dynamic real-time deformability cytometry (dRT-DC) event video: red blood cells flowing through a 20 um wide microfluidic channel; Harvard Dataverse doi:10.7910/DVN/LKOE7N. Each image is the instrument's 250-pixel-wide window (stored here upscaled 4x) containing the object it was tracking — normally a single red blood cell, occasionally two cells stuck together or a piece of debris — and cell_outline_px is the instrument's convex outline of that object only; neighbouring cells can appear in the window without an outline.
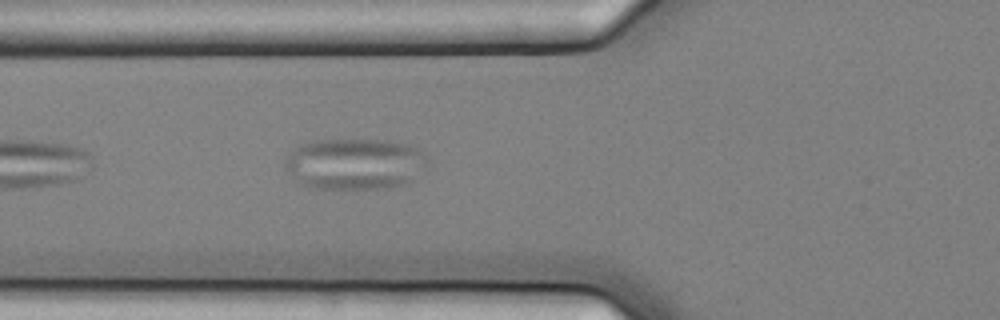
{"species": "common noctule bat (a hibernating species)", "species_latin": "Nyctalus noctula", "temperature_condition": "cold", "stored_images_in_passage": 5, "camera_frame_rate_fps": 3000, "um_per_image_px": 0.085, "animal": {"sex": "female", "body_mass_g": 25.1}, "frame": {"image": 1, "passage_image": 5, "time_ms": 1.333, "image_size_px": [1000, 320], "cell_outline_px": [[428, 164], [412, 180], [404, 184], [384, 188], [308, 188], [296, 180], [288, 168], [284, 160], [300, 144], [312, 140], [384, 140], [408, 144], [416, 148], [428, 156]], "centroid_in_image_um": [30.19, 13.92], "position_along_channel_um": 95.6, "area_um2": 42.31}}